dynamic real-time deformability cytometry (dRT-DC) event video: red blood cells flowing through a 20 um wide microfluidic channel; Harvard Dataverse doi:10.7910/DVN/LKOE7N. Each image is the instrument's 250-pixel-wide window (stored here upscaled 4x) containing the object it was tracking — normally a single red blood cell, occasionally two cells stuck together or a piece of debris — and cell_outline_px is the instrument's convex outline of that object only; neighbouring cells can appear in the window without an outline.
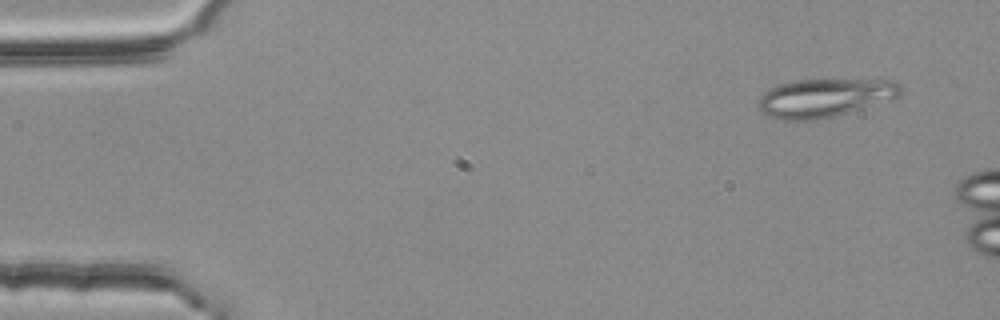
{"species": "common noctule bat (a hibernating species)", "species_latin": "Nyctalus noctula", "temperature_condition": "room temperature", "stored_images_in_passage": 2, "camera_frame_rate_fps": 3000, "um_per_image_px": 0.085, "animal": {"sex": "female", "body_mass_g": 25.1}, "frame": {"image": 1, "passage_image": 1, "time_ms": 0.0, "image_size_px": [1000, 320], "cell_outline_px": [[904, 92], [900, 96], [832, 116], [808, 120], [784, 120], [768, 116], [760, 108], [760, 96], [768, 88], [780, 84], [796, 80], [896, 80], [904, 88]], "centroid_in_image_um": [70.12, 8.29], "position_along_channel_um": 14.9, "area_um2": 31.27}}